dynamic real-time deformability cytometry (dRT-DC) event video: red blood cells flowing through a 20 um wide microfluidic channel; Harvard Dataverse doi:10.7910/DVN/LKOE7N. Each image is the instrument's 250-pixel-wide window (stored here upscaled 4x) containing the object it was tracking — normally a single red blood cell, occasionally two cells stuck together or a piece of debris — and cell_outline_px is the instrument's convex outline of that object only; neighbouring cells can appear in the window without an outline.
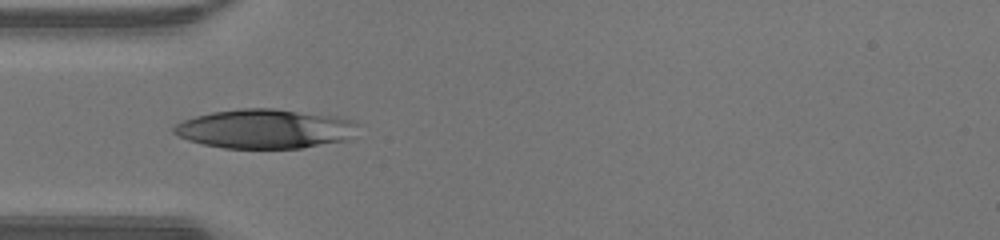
{"species": "human", "species_latin": "Homo sapiens", "temperature_condition": "warm", "stored_images_in_passage": 33, "camera_frame_rate_fps": 3000, "um_per_image_px": 0.085, "donor": {"sex": "male"}, "frame": {"image": 1, "passage_image": 1, "time_ms": 0.0, "image_size_px": [1000, 240], "cell_outline_px": [[360, 124], [348, 140], [300, 148], [224, 148], [204, 144], [188, 140], [172, 132], [172, 128], [176, 124], [184, 120], [196, 116], [212, 112], [240, 108], [276, 108], [336, 116], [356, 120]], "centroid_in_image_um": [22.56, 10.94], "position_along_channel_um": 62.4, "area_um2": 42.31}}
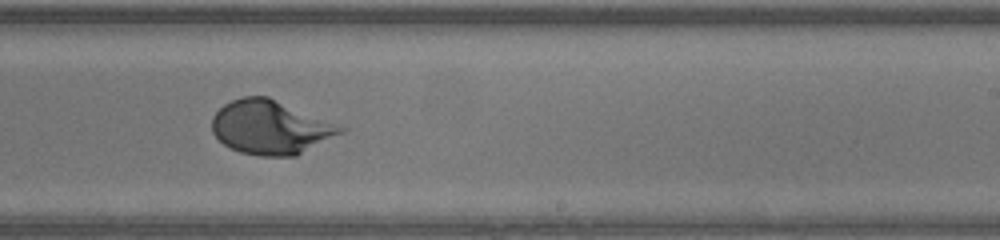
{"frame": {"image": 2, "passage_image": 15, "time_ms": 4.667, "image_size_px": [1000, 240], "cell_outline_px": [[348, 128], [344, 132], [296, 156], [260, 156], [240, 152], [224, 144], [212, 132], [212, 116], [224, 104], [232, 100], [244, 96], [268, 96]], "centroid_in_image_um": [23.01, 10.82], "position_along_channel_um": 266.0, "area_um2": 40.29}}
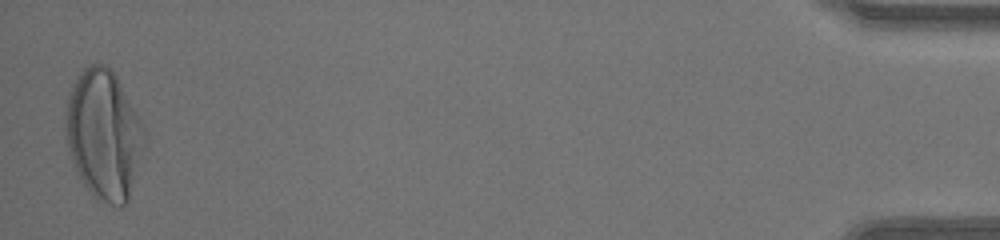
{"frame": {"image": 3, "passage_image": 33, "time_ms": 10.667, "image_size_px": [1000, 240], "cell_outline_px": [[148, 136], [128, 200], [120, 208], [96, 200], [92, 196], [76, 176], [68, 148], [64, 124], [64, 112], [68, 96], [80, 72], [84, 68], [92, 64], [104, 64], [116, 76], [144, 124]], "centroid_in_image_um": [8.82, 11.49], "position_along_channel_um": 426.4, "area_um2": 60.23}, "authors_computed_cell_mechanics": {"area_um2": 39.9976, "velocity_mm_per_s": 4.3387, "shape_relaxation_time_tau1_ms": 2.9961, "shape_relaxation_time_tau2_ms": null, "deformation_change_tau1": 0.2348, "deformation_change_tau2": null}}